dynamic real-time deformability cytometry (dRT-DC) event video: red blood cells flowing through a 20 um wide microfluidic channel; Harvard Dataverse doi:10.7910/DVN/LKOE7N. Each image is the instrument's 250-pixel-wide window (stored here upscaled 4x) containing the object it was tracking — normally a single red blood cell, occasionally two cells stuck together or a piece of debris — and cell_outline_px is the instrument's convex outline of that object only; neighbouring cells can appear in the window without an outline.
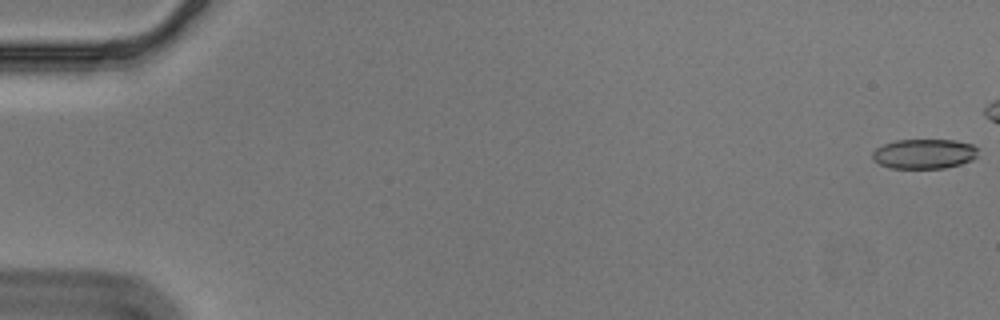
{"species": "Egyptian fruit bat (a non-hibernating species)", "species_latin": "Rousettus aegyptiacus", "temperature_condition": "cold", "stored_images_in_passage": 51, "camera_frame_rate_fps": 3000, "um_per_image_px": 0.085, "animal": {"sex": "male"}, "frame": {"image": 1, "passage_image": 1, "time_ms": 0.0, "image_size_px": [1000, 320], "cell_outline_px": [[980, 148], [976, 156], [972, 160], [960, 164], [944, 168], [888, 168], [872, 160], [872, 152], [876, 148], [884, 144], [896, 140], [956, 140], [972, 144]], "centroid_in_image_um": [78.56, 13.07], "position_along_channel_um": 6.4, "area_um2": 18.5}}
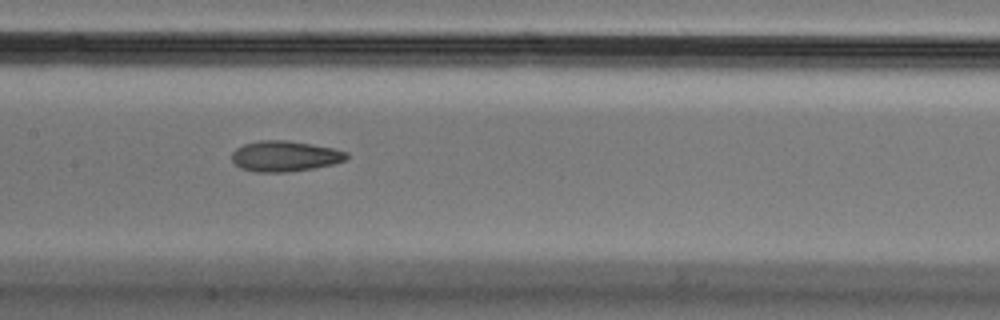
{"frame": {"image": 2, "passage_image": 29, "time_ms": 9.333, "image_size_px": [1000, 320], "cell_outline_px": [[348, 156], [344, 160], [332, 164], [312, 168], [288, 172], [256, 172], [240, 168], [232, 160], [232, 152], [236, 148], [244, 144], [260, 140], [288, 140], [312, 144], [332, 148], [348, 152]], "centroid_in_image_um": [24.19, 13.27], "position_along_channel_um": 183.2, "area_um2": 20.4}}
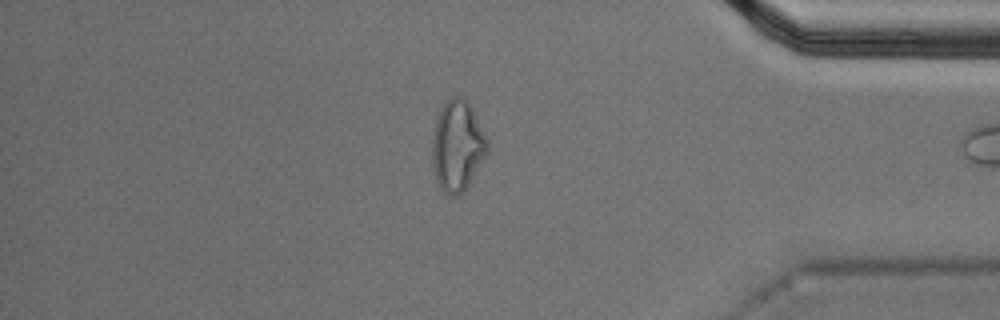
{"frame": {"image": 3, "passage_image": 49, "time_ms": 16.0, "image_size_px": [1000, 320], "cell_outline_px": [[488, 152], [464, 192], [456, 196], [452, 196], [444, 192], [440, 188], [436, 180], [432, 164], [432, 136], [436, 120], [440, 108], [452, 96], [464, 96], [468, 100], [488, 140]], "centroid_in_image_um": [38.87, 12.39], "position_along_channel_um": 396.3, "area_um2": 29.36}, "authors_computed_cell_mechanics": {"area_um2": 20.2878, "velocity_mm_per_s": 3.5798, "shape_relaxation_time_tau1_ms": 10.0192, "shape_relaxation_time_tau2_ms": 3.7755, "deformation_change_tau1": 0.2238, "deformation_change_tau2": 0.1031}}